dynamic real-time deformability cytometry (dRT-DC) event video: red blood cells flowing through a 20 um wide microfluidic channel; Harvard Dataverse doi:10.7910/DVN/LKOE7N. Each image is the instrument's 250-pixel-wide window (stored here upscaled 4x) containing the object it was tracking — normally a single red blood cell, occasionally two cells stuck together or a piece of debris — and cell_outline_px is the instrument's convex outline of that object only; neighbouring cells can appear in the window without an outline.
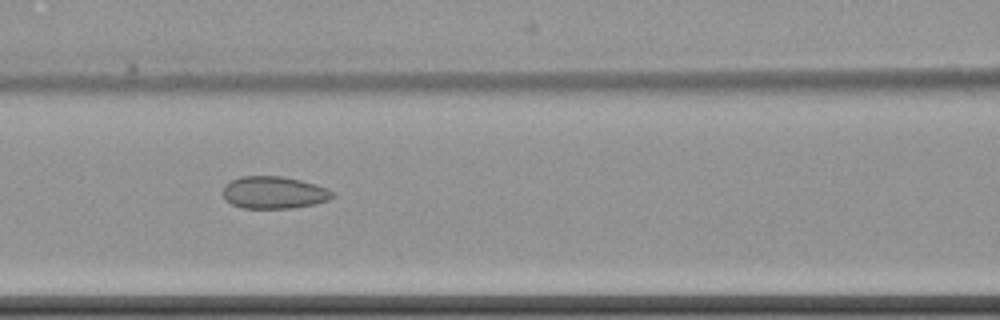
{"species": "common noctule bat (a hibernating species)", "species_latin": "Nyctalus noctula", "temperature_condition": "cold", "stored_images_in_passage": 11, "camera_frame_rate_fps": 3000, "um_per_image_px": 0.085, "animal": {"sex": "female", "body_mass_g": 22.7, "forearm_length_mm": 54.2}, "frame": {"image": 1, "passage_image": 8, "time_ms": 9.0, "image_size_px": [1000, 320], "cell_outline_px": [[336, 196], [328, 200], [316, 204], [292, 208], [244, 208], [232, 204], [224, 200], [220, 192], [224, 184], [240, 176], [280, 176], [300, 180], [328, 188], [336, 192]], "centroid_in_image_um": [23.27, 16.37], "position_along_channel_um": 143.3, "area_um2": 20.98}}
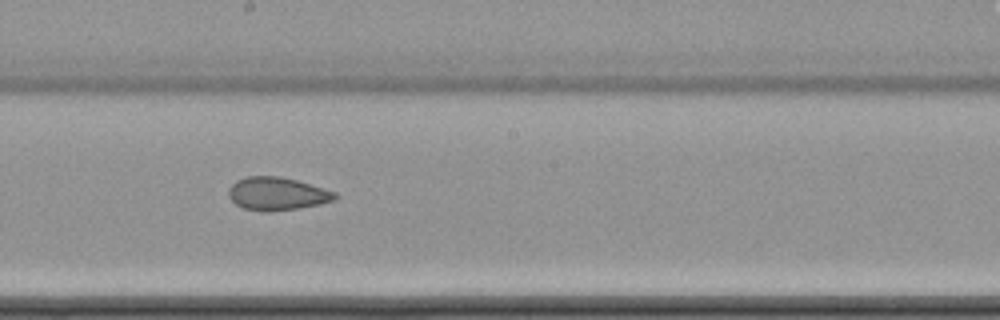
{"frame": {"image": 2, "passage_image": 10, "time_ms": 11.333, "image_size_px": [1000, 320], "cell_outline_px": [[336, 196], [332, 200], [320, 204], [296, 208], [268, 212], [244, 208], [236, 204], [228, 196], [228, 188], [236, 180], [244, 176], [280, 176], [296, 180], [336, 192]], "centroid_in_image_um": [23.5, 16.45], "position_along_channel_um": 224.7, "area_um2": 20.29}}
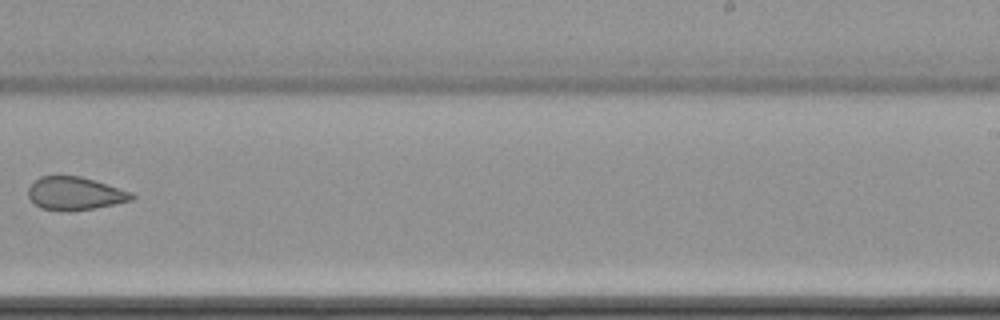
{"frame": {"image": 3, "passage_image": 11, "time_ms": 13.0, "image_size_px": [1000, 320], "cell_outline_px": [[136, 196], [132, 200], [116, 204], [72, 212], [60, 212], [40, 208], [28, 196], [28, 188], [40, 176], [80, 176], [132, 192]], "centroid_in_image_um": [6.37, 16.47], "position_along_channel_um": 282.6, "area_um2": 20.06}}